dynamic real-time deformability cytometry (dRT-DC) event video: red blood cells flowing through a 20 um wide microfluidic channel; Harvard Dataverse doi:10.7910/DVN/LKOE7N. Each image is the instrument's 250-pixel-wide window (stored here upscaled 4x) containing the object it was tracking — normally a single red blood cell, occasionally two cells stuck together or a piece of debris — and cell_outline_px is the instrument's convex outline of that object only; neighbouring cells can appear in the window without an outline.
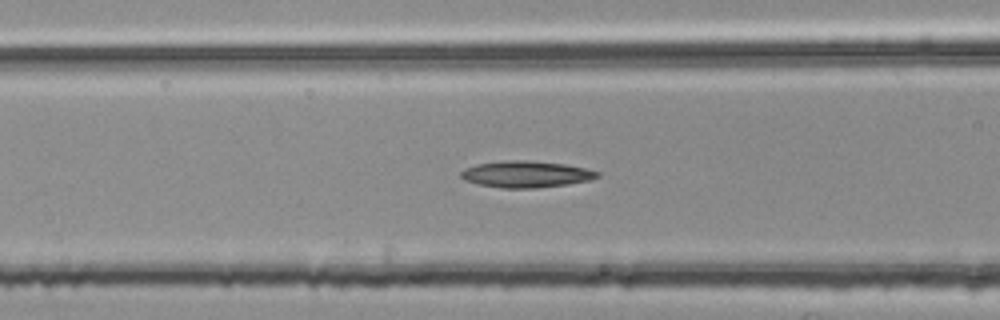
{"species": "common noctule bat (a hibernating species)", "species_latin": "Nyctalus noctula", "temperature_condition": "room temperature", "stored_images_in_passage": 6, "camera_frame_rate_fps": 3000, "um_per_image_px": 0.085, "animal": {"sex": "female", "body_mass_g": 25.1}, "frame": {"image": 1, "passage_image": 6, "time_ms": 1.667, "image_size_px": [1000, 320], "cell_outline_px": [[600, 176], [588, 180], [568, 184], [532, 188], [500, 188], [476, 184], [464, 180], [460, 176], [460, 172], [464, 168], [476, 164], [504, 160], [528, 160], [564, 164], [584, 168], [600, 172]], "centroid_in_image_um": [44.66, 14.8], "position_along_channel_um": 121.9, "area_um2": 21.15}}